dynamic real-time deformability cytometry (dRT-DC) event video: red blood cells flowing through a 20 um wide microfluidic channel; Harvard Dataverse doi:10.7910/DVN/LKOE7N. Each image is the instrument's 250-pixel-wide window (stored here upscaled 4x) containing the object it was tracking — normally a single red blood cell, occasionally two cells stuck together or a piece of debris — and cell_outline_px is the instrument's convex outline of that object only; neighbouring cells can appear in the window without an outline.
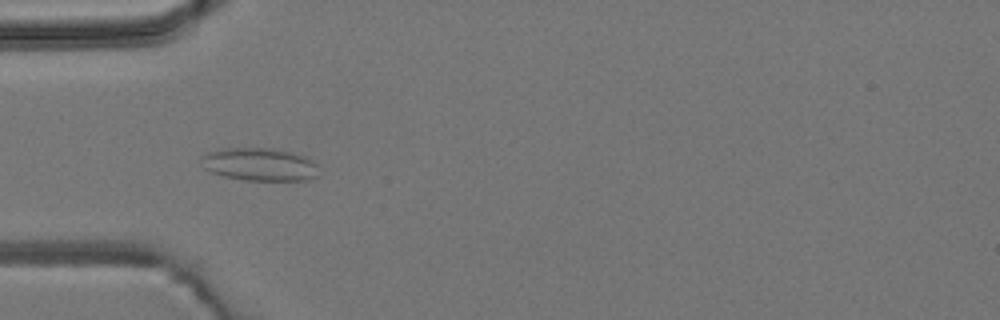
{"species": "common noctule bat (a hibernating species)", "species_latin": "Nyctalus noctula", "temperature_condition": "room temperature", "stored_images_in_passage": 4, "camera_frame_rate_fps": 3000, "um_per_image_px": 0.085, "animal": {"sex": "male", "body_mass_g": 19.2, "forearm_length_mm": 51.8}, "frame": {"image": 1, "passage_image": 4, "time_ms": 4.333, "image_size_px": [1000, 320], "cell_outline_px": [[316, 176], [308, 180], [244, 180], [224, 176], [212, 172], [204, 168], [200, 160], [200, 156], [208, 152], [224, 148], [276, 148], [292, 152], [304, 156], [312, 160], [316, 164]], "centroid_in_image_um": [22.03, 13.96], "position_along_channel_um": 63.0, "area_um2": 22.54}}